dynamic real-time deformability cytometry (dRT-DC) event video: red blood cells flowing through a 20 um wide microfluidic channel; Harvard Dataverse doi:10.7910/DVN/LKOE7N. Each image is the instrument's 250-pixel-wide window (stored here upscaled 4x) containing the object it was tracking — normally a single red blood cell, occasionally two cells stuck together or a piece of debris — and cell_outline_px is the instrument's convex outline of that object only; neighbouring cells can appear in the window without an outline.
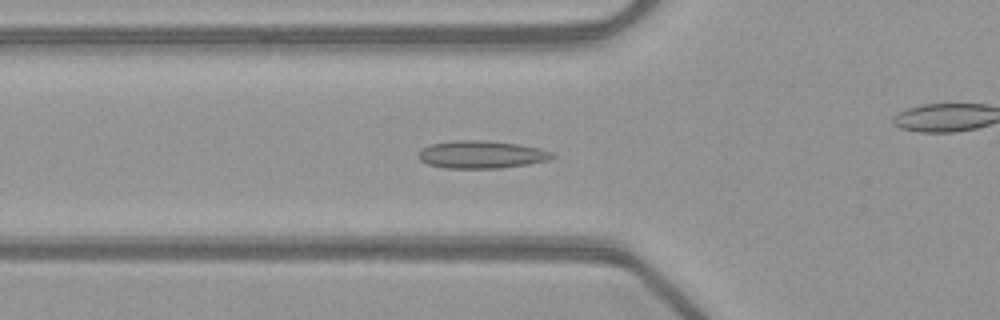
{"species": "common noctule bat (a hibernating species)", "species_latin": "Nyctalus noctula", "temperature_condition": "warm", "stored_images_in_passage": 53, "camera_frame_rate_fps": 3000, "um_per_image_px": 0.085, "animal": {"sex": "female", "body_mass_g": 21.9}, "frame": {"image": 1, "passage_image": 19, "time_ms": 6.0, "image_size_px": [1000, 320], "cell_outline_px": [[556, 156], [548, 160], [528, 164], [500, 168], [444, 168], [428, 164], [420, 160], [416, 156], [428, 144], [456, 140], [484, 140], [520, 144], [540, 148], [552, 152]], "centroid_in_image_um": [40.92, 13.13], "position_along_channel_um": 84.9, "area_um2": 21.68}}
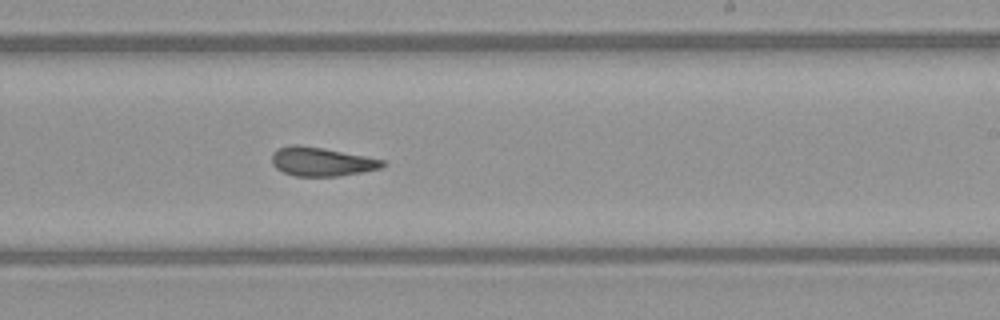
{"frame": {"image": 2, "passage_image": 32, "time_ms": 10.333, "image_size_px": [1000, 320], "cell_outline_px": [[388, 164], [384, 168], [340, 176], [296, 176], [284, 172], [276, 168], [272, 164], [272, 152], [276, 148], [292, 144], [296, 144], [324, 148], [384, 160]], "centroid_in_image_um": [27.34, 13.74], "position_along_channel_um": 261.7, "area_um2": 18.79}}
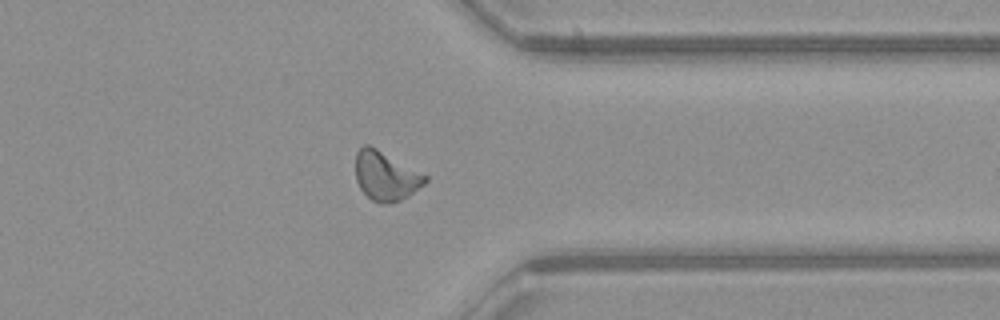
{"frame": {"image": 3, "passage_image": 41, "time_ms": 13.333, "image_size_px": [1000, 320], "cell_outline_px": [[428, 180], [424, 184], [408, 196], [400, 200], [388, 204], [380, 204], [372, 200], [360, 188], [356, 180], [356, 152], [364, 144], [368, 144], [376, 148], [428, 176]], "centroid_in_image_um": [32.78, 14.96], "position_along_channel_um": 378.6, "area_um2": 19.77}, "authors_computed_cell_mechanics": {"area_um2": 19.5942, "velocity_mm_per_s": 4.0588, "shape_relaxation_time_tau1_ms": null, "shape_relaxation_time_tau2_ms": 0.9126, "deformation_change_tau1": null, "deformation_change_tau2": 0.0714}}